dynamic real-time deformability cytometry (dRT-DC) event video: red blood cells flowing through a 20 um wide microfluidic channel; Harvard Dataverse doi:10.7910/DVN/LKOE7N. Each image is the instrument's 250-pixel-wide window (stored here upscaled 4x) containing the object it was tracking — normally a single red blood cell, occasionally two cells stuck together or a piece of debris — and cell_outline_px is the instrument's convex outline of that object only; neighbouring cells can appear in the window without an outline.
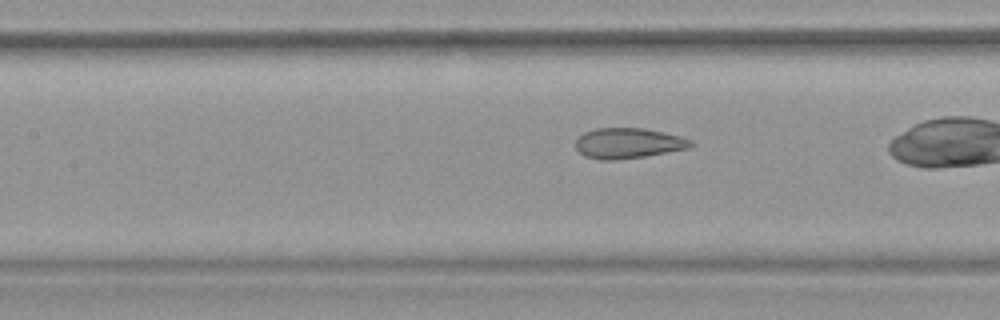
{"species": "common noctule bat (a hibernating species)", "species_latin": "Nyctalus noctula", "temperature_condition": "warm", "stored_images_in_passage": 8, "camera_frame_rate_fps": 3000, "um_per_image_px": 0.085, "animal": {"sex": "female", "body_mass_g": 19.9}, "frame": {"image": 1, "passage_image": 5, "time_ms": 1.333, "image_size_px": [1000, 320], "cell_outline_px": [[696, 144], [688, 148], [644, 156], [616, 160], [600, 160], [584, 156], [576, 148], [576, 140], [584, 132], [596, 128], [644, 128], [680, 136], [692, 140]], "centroid_in_image_um": [53.39, 12.17], "position_along_channel_um": 154.0, "area_um2": 20.35}}